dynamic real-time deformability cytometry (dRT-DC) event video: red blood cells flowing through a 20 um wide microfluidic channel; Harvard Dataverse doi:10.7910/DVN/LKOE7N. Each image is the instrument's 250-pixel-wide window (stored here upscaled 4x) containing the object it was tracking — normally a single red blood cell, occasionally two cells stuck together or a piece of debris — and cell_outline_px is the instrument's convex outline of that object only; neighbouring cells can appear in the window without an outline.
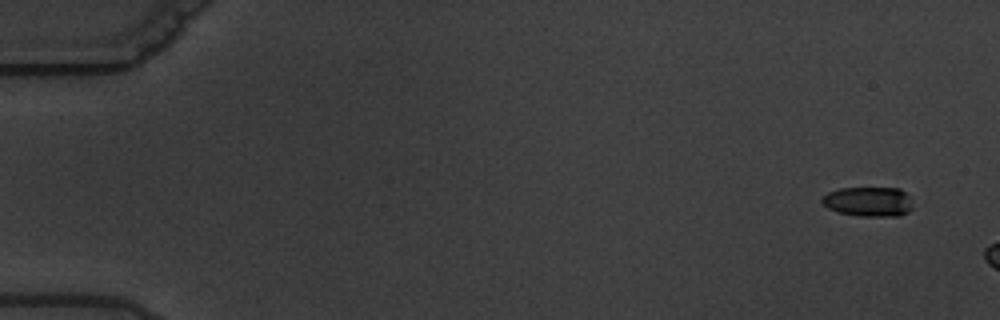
{"species": "common noctule bat (a hibernating species)", "species_latin": "Nyctalus noctula", "temperature_condition": "warm", "stored_images_in_passage": 4, "segment_of_instrument_passage": [2, 2], "camera_frame_rate_fps": 3000, "um_per_image_px": 0.085, "animal": {"sex": "male", "body_mass_g": 19.5, "forearm_length_mm": 54.6}, "frame": {"image": 1, "passage_image": 4, "time_ms": 4.333, "image_size_px": [1000, 320], "cell_outline_px": [[912, 208], [908, 212], [900, 216], [860, 216], [840, 212], [828, 208], [820, 200], [828, 192], [840, 188], [900, 188], [908, 196], [912, 204]], "centroid_in_image_um": [73.83, 17.14], "position_along_channel_um": 11.2, "area_um2": 15.61}}